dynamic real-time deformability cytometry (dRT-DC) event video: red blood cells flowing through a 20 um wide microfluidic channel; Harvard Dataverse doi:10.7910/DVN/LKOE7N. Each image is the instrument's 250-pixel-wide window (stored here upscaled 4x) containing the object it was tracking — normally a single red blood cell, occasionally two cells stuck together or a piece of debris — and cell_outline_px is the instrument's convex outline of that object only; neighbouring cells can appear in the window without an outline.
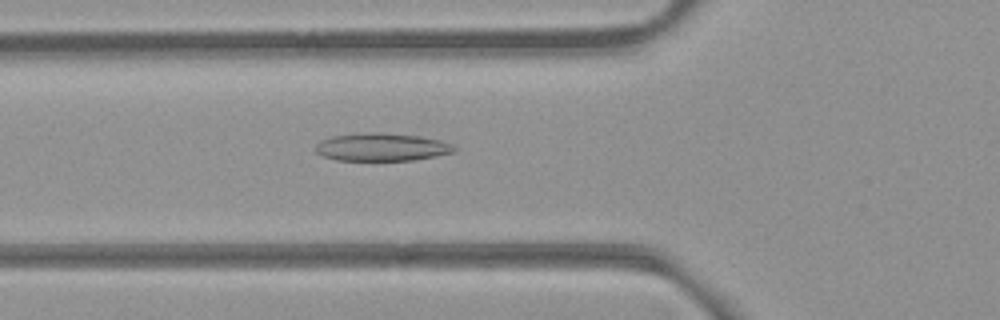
{"species": "common noctule bat (a hibernating species)", "species_latin": "Nyctalus noctula", "temperature_condition": "room temperature", "stored_images_in_passage": 48, "camera_frame_rate_fps": 3000, "um_per_image_px": 0.085, "animal": {"sex": "female", "body_mass_g": 21.9}, "frame": {"image": 1, "passage_image": 14, "time_ms": 4.333, "image_size_px": [1000, 320], "cell_outline_px": [[456, 148], [452, 152], [436, 156], [412, 160], [336, 160], [324, 156], [316, 152], [316, 144], [320, 140], [332, 136], [360, 132], [380, 132], [420, 136], [440, 140]], "centroid_in_image_um": [32.39, 12.49], "position_along_channel_um": 93.4, "area_um2": 22.43}}
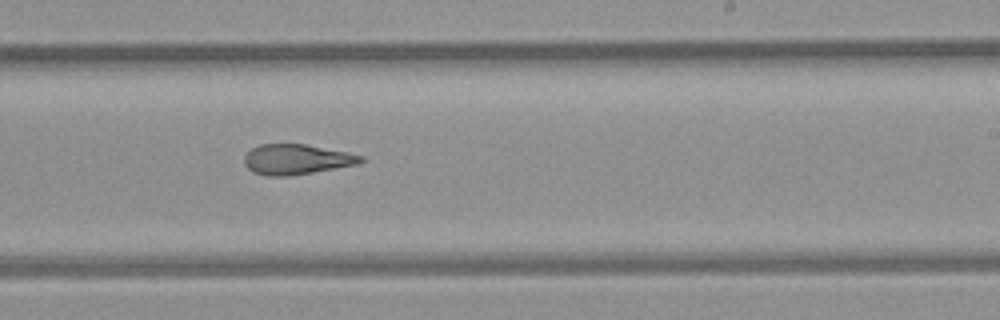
{"frame": {"image": 2, "passage_image": 27, "time_ms": 8.667, "image_size_px": [1000, 320], "cell_outline_px": [[368, 160], [356, 164], [312, 172], [288, 176], [268, 176], [252, 172], [244, 164], [244, 156], [252, 148], [260, 144], [304, 144], [348, 152], [364, 156]], "centroid_in_image_um": [25.2, 13.54], "position_along_channel_um": 263.8, "area_um2": 20.46}}
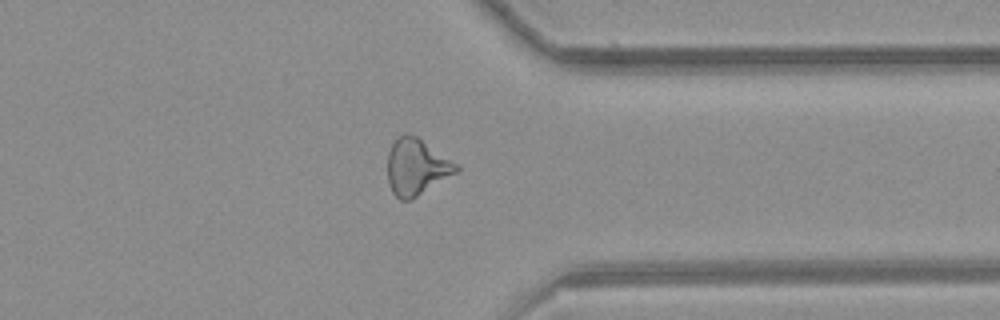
{"frame": {"image": 3, "passage_image": 36, "time_ms": 11.667, "image_size_px": [1000, 320], "cell_outline_px": [[460, 172], [412, 200], [400, 200], [392, 192], [388, 184], [388, 152], [396, 136], [416, 136], [456, 164], [460, 168]], "centroid_in_image_um": [35.4, 14.25], "position_along_channel_um": 376.0, "area_um2": 22.48}, "authors_computed_cell_mechanics": {"area_um2": 22.2819, "velocity_mm_per_s": 3.9116, "shape_relaxation_time_tau1_ms": null, "shape_relaxation_time_tau2_ms": 3.2675, "deformation_change_tau1": null, "deformation_change_tau2": 0.1206}}